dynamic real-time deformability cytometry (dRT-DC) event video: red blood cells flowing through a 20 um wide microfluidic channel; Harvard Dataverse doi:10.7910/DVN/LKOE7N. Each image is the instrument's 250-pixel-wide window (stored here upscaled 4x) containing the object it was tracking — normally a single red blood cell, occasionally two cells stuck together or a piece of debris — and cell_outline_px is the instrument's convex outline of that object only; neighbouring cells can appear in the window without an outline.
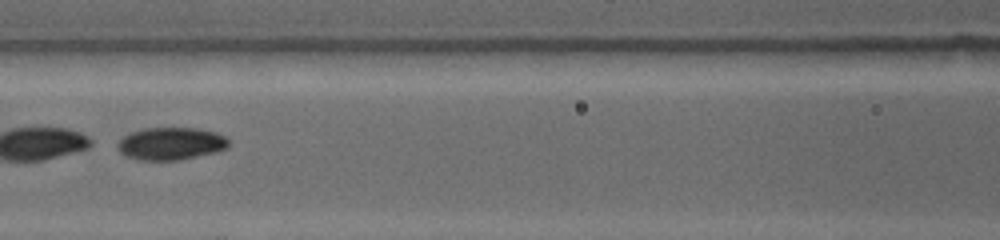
{"species": "common noctule bat (a hibernating species)", "species_latin": "Nyctalus noctula", "temperature_condition": "warm", "stored_images_in_passage": 33, "camera_frame_rate_fps": 4500, "um_per_image_px": 0.085, "animal": {"sex": "female", "body_mass_g": 19.0, "forearm_length_mm": 53.3}, "frame": {"image": 1, "passage_image": 5, "time_ms": 1.778, "image_size_px": [1000, 240], "cell_outline_px": [[228, 148], [216, 152], [176, 160], [140, 160], [128, 156], [120, 152], [116, 144], [124, 136], [132, 132], [144, 128], [196, 128], [216, 132], [224, 136], [228, 140]], "centroid_in_image_um": [14.53, 12.2], "position_along_channel_um": 152.1, "area_um2": 20.87}}
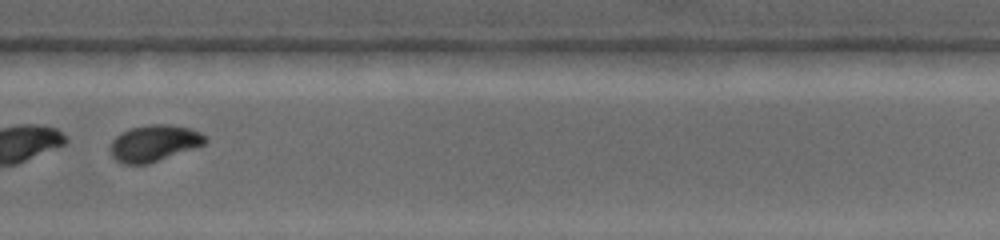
{"frame": {"image": 2, "passage_image": 16, "time_ms": 6.222, "image_size_px": [1000, 240], "cell_outline_px": [[208, 140], [204, 144], [148, 164], [124, 164], [116, 160], [112, 156], [108, 148], [112, 140], [120, 132], [132, 128], [152, 124], [168, 124], [192, 128], [208, 136]], "centroid_in_image_um": [13.09, 12.16], "position_along_channel_um": 316.7, "area_um2": 20.23}}
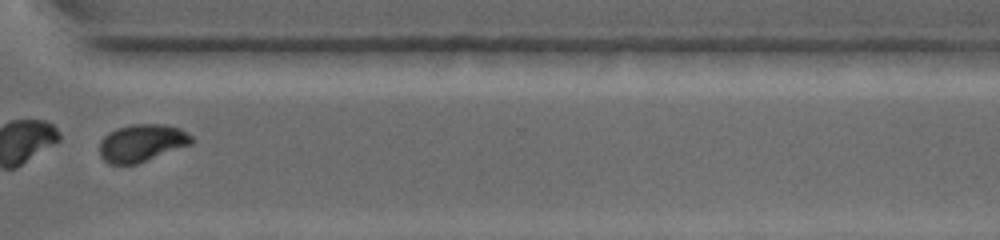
{"frame": {"image": 3, "passage_image": 19, "time_ms": 7.333, "image_size_px": [1000, 240], "cell_outline_px": [[192, 144], [136, 164], [108, 164], [100, 156], [100, 140], [108, 132], [116, 128], [132, 124], [164, 124], [180, 128], [192, 136]], "centroid_in_image_um": [12.04, 12.14], "position_along_channel_um": 358.6, "area_um2": 20.11}}